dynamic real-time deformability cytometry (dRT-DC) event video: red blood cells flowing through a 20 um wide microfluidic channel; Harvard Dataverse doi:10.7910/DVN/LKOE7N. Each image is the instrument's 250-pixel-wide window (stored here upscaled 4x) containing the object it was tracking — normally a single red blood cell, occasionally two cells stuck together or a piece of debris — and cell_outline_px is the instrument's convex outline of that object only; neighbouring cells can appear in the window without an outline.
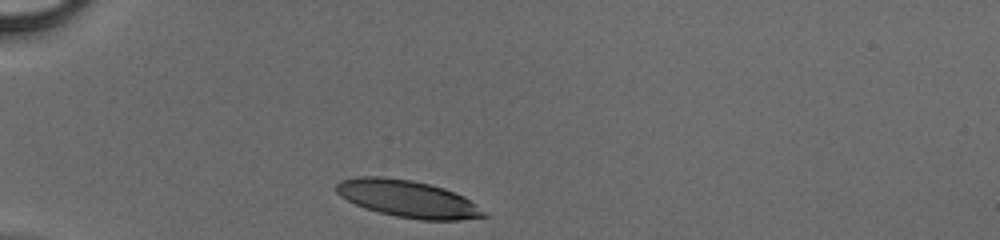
{"species": "human", "species_latin": "Homo sapiens", "temperature_condition": "cold", "stored_images_in_passage": 29, "camera_frame_rate_fps": 3000, "um_per_image_px": 0.085, "donor": {"sex": "male"}, "frame": {"image": 1, "passage_image": 1, "time_ms": 0.0, "image_size_px": [1000, 240], "cell_outline_px": [[488, 216], [460, 220], [420, 220], [396, 216], [364, 208], [340, 196], [336, 192], [336, 184], [340, 180], [360, 176], [380, 176], [412, 180], [432, 184], [444, 188], [464, 196], [476, 204]], "centroid_in_image_um": [34.66, 16.89], "position_along_channel_um": 50.3, "area_um2": 31.85}}
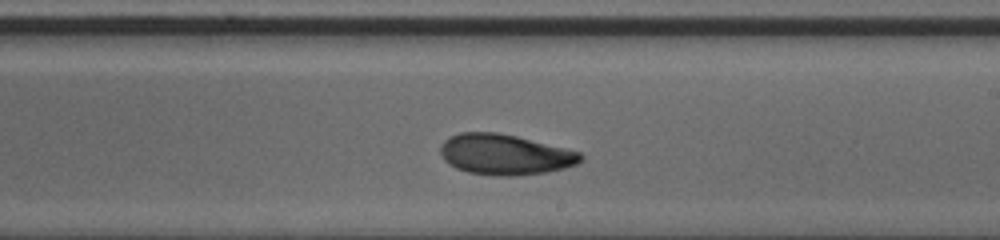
{"frame": {"image": 2, "passage_image": 17, "time_ms": 5.333, "image_size_px": [1000, 240], "cell_outline_px": [[584, 160], [576, 164], [564, 168], [544, 172], [516, 176], [496, 176], [468, 172], [456, 168], [448, 164], [444, 160], [440, 152], [440, 144], [448, 136], [460, 132], [496, 132], [516, 136], [580, 152], [584, 156]], "centroid_in_image_um": [42.88, 13.13], "position_along_channel_um": 246.1, "area_um2": 33.23}}
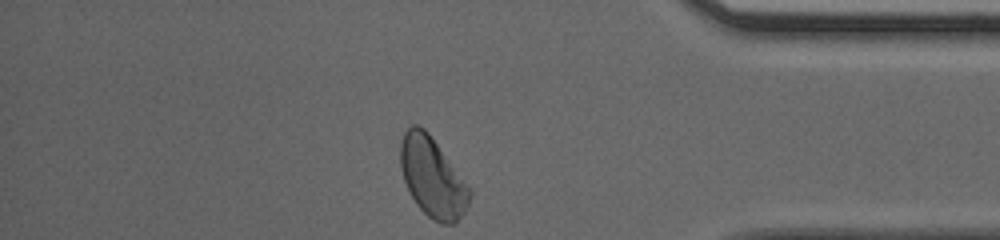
{"frame": {"image": 3, "passage_image": 29, "time_ms": 9.333, "image_size_px": [1000, 240], "cell_outline_px": [[472, 192], [468, 204], [464, 212], [456, 224], [440, 224], [432, 220], [416, 204], [404, 180], [400, 168], [400, 140], [404, 132], [412, 124], [416, 124], [424, 128], [428, 132], [472, 188]], "centroid_in_image_um": [36.77, 15.07], "position_along_channel_um": 398.4, "area_um2": 32.43}}